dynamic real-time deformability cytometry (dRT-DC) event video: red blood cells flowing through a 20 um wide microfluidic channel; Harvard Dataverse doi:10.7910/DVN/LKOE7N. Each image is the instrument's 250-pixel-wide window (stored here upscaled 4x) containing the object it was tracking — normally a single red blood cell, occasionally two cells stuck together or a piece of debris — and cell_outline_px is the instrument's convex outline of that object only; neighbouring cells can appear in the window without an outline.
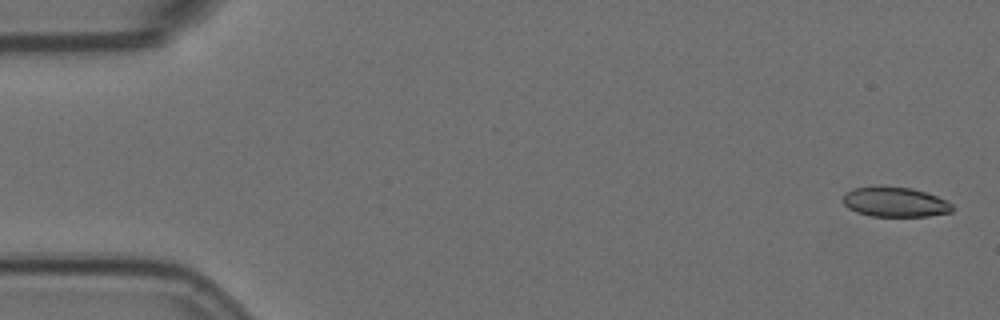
{"species": "Egyptian fruit bat (a non-hibernating species)", "species_latin": "Rousettus aegyptiacus", "temperature_condition": "room temperature", "stored_images_in_passage": 6, "camera_frame_rate_fps": 3000, "um_per_image_px": 0.085, "animal": {"sex": "female"}, "frame": {"image": 1, "passage_image": 1, "time_ms": 0.0, "image_size_px": [1000, 320], "cell_outline_px": [[956, 208], [952, 212], [928, 216], [872, 216], [856, 212], [848, 208], [844, 204], [844, 192], [852, 188], [880, 184], [912, 188], [936, 196], [952, 204]], "centroid_in_image_um": [76.05, 17.14], "position_along_channel_um": 9.0, "area_um2": 19.42}}
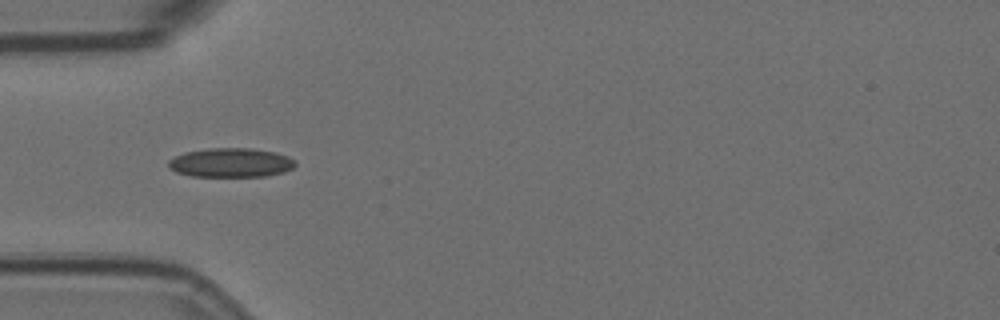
{"frame": {"image": 2, "passage_image": 5, "time_ms": 1.333, "image_size_px": [1000, 320], "cell_outline_px": [[296, 164], [292, 168], [284, 172], [264, 176], [192, 176], [176, 172], [168, 168], [168, 160], [184, 152], [208, 148], [252, 148], [276, 152], [288, 156], [296, 160]], "centroid_in_image_um": [19.62, 13.82], "position_along_channel_um": 65.4, "area_um2": 21.68}}
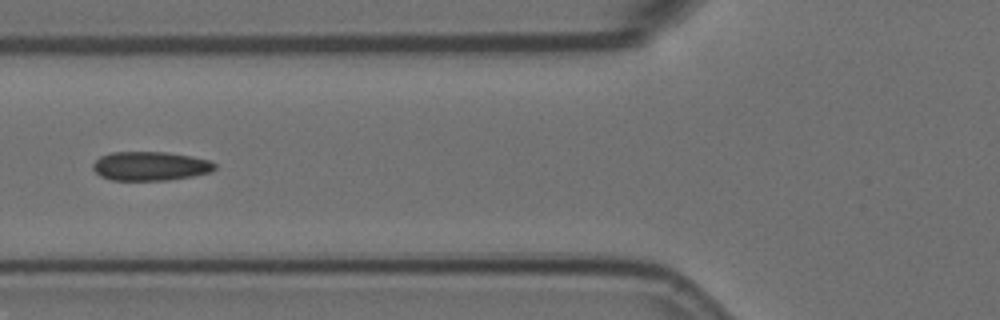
{"frame": {"image": 3, "passage_image": 6, "time_ms": 1.667, "image_size_px": [1000, 320], "cell_outline_px": [[216, 168], [208, 172], [192, 176], [168, 180], [112, 180], [100, 176], [92, 168], [92, 164], [100, 156], [112, 152], [168, 152], [192, 156], [212, 160], [216, 164]], "centroid_in_image_um": [12.78, 14.11], "position_along_channel_um": 113.0, "area_um2": 20.69}}